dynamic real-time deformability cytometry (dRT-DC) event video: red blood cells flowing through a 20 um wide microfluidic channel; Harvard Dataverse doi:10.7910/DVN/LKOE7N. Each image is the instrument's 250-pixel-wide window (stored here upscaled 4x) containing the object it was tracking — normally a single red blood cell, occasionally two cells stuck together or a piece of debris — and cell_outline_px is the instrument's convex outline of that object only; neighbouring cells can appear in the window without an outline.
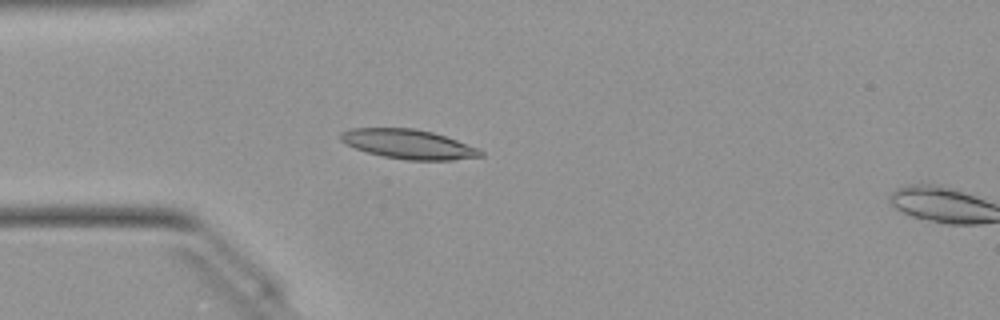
{"species": "Egyptian fruit bat (a non-hibernating species)", "species_latin": "Rousettus aegyptiacus", "temperature_condition": "warm", "stored_images_in_passage": 16, "camera_frame_rate_fps": 3000, "um_per_image_px": 0.085, "animal": {"sex": "female"}, "frame": {"image": 1, "passage_image": 14, "time_ms": 4.333, "image_size_px": [1000, 320], "cell_outline_px": [[484, 156], [452, 160], [404, 160], [384, 156], [368, 152], [356, 148], [340, 140], [340, 132], [352, 128], [416, 128], [432, 132], [456, 140], [476, 148], [484, 152]], "centroid_in_image_um": [34.71, 12.25], "position_along_channel_um": 50.3, "area_um2": 23.76}}